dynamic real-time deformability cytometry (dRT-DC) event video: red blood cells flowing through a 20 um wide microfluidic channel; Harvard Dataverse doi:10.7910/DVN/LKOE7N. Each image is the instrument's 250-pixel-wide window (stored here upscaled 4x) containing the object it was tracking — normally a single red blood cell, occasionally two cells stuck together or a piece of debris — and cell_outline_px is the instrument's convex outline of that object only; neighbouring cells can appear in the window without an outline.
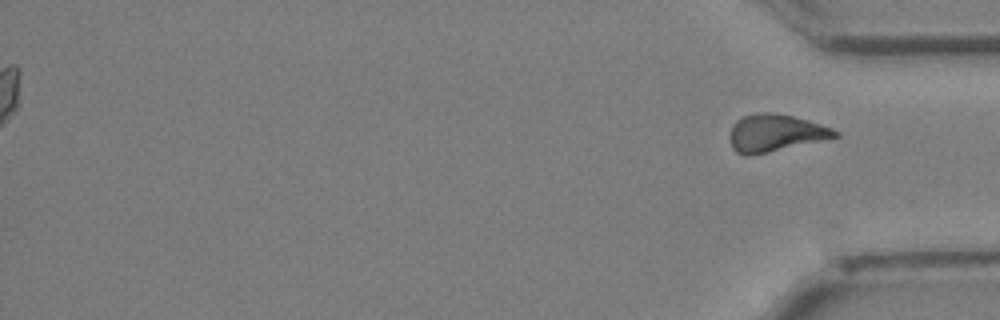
{"species": "Egyptian fruit bat (a non-hibernating species)", "species_latin": "Rousettus aegyptiacus", "temperature_condition": "cold", "stored_images_in_passage": 32, "segment_of_instrument_passage": [2, 2], "camera_frame_rate_fps": 3000, "um_per_image_px": 0.085, "animal": {"sex": "female"}, "frame": {"image": 1, "passage_image": 32, "time_ms": 10.333, "image_size_px": [1000, 320], "cell_outline_px": [[840, 136], [768, 152], [748, 156], [736, 152], [732, 148], [728, 136], [732, 124], [736, 120], [744, 116], [756, 112], [776, 112], [808, 120], [832, 128], [840, 132]], "centroid_in_image_um": [65.86, 11.29], "position_along_channel_um": 369.3, "area_um2": 22.95}}